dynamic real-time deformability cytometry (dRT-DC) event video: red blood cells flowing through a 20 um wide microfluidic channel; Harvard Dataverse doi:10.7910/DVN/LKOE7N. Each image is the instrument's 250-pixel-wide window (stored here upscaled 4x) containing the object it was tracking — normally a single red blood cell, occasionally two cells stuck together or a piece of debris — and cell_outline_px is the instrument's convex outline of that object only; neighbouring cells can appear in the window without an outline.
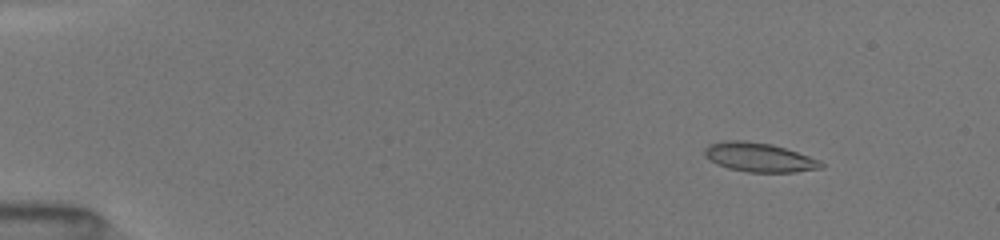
{"species": "common noctule bat (a hibernating species)", "species_latin": "Nyctalus noctula", "temperature_condition": "room temperature", "stored_images_in_passage": 52, "camera_frame_rate_fps": 3000, "um_per_image_px": 0.085, "animal": {"sex": "female", "body_mass_g": 19.5, "forearm_length_mm": 54.1}, "frame": {"image": 1, "passage_image": 7, "time_ms": 2.0, "image_size_px": [1000, 240], "cell_outline_px": [[824, 168], [796, 172], [748, 172], [728, 168], [716, 164], [704, 156], [704, 148], [708, 144], [724, 140], [744, 140], [772, 144], [820, 160], [824, 164]], "centroid_in_image_um": [64.5, 13.37], "position_along_channel_um": 20.5, "area_um2": 19.88}}
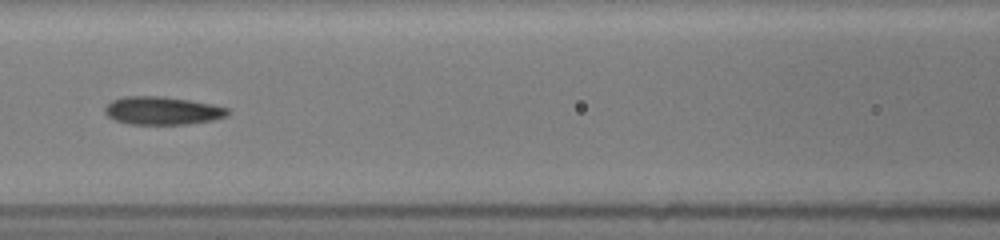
{"frame": {"image": 2, "passage_image": 25, "time_ms": 8.0, "image_size_px": [1000, 240], "cell_outline_px": [[228, 116], [212, 120], [188, 124], [128, 124], [116, 120], [108, 116], [104, 112], [104, 108], [112, 100], [124, 96], [164, 96], [212, 104], [228, 108]], "centroid_in_image_um": [13.79, 9.4], "position_along_channel_um": 152.8, "area_um2": 20.06}}
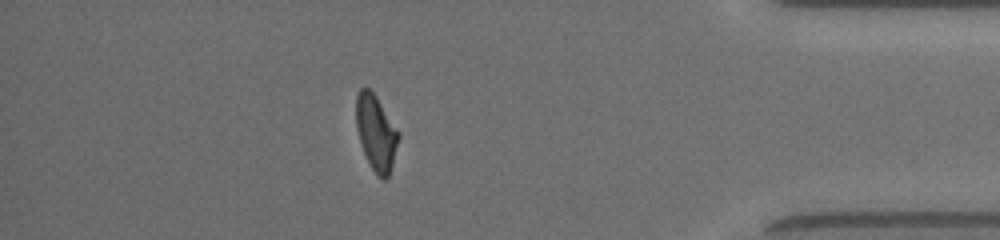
{"frame": {"image": 3, "passage_image": 46, "time_ms": 15.0, "image_size_px": [1000, 240], "cell_outline_px": [[400, 136], [392, 164], [388, 176], [384, 180], [376, 176], [360, 144], [356, 128], [356, 96], [360, 88], [368, 88], [376, 96], [400, 132]], "centroid_in_image_um": [31.96, 11.27], "position_along_channel_um": 403.2, "area_um2": 18.61}, "authors_computed_cell_mechanics": {"area_um2": 19.5653, "velocity_mm_per_s": 4.0565, "shape_relaxation_time_tau1_ms": 3.5978, "shape_relaxation_time_tau2_ms": 1.7755, "deformation_change_tau1": 0.153, "deformation_change_tau2": 0.0843}}